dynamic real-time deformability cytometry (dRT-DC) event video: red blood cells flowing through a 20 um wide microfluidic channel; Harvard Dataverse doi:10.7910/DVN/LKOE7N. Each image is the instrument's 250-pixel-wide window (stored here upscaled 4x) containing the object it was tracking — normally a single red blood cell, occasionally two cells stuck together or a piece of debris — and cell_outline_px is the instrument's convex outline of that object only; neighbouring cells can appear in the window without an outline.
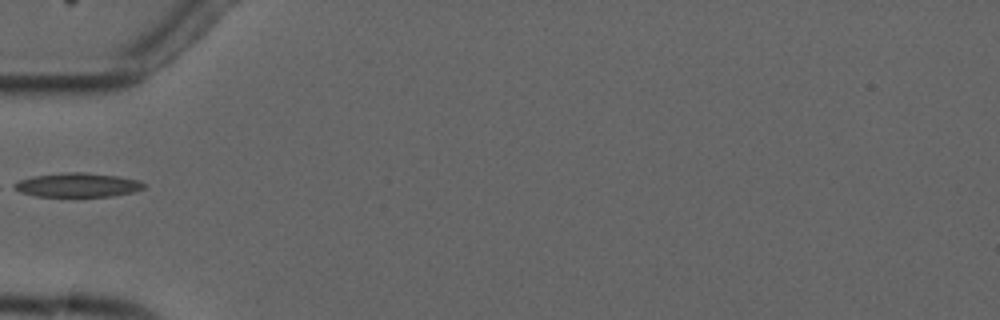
{"species": "common noctule bat (a hibernating species)", "species_latin": "Nyctalus noctula", "temperature_condition": "cold", "stored_images_in_passage": 4, "camera_frame_rate_fps": 3000, "um_per_image_px": 0.085, "animal": {"sex": "male", "forearm_length_mm": 52.5}, "frame": {"image": 1, "passage_image": 3, "time_ms": 2.333, "image_size_px": [1000, 320], "cell_outline_px": [[148, 184], [144, 188], [132, 192], [112, 196], [36, 196], [20, 192], [12, 188], [12, 184], [20, 180], [32, 176], [64, 172], [84, 172], [116, 176], [140, 180]], "centroid_in_image_um": [6.59, 15.72], "position_along_channel_um": 78.4, "area_um2": 18.26}}
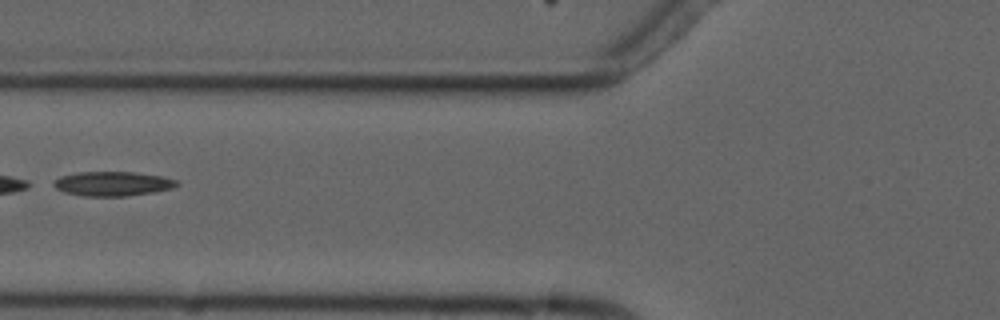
{"frame": {"image": 2, "passage_image": 4, "time_ms": 3.333, "image_size_px": [1000, 320], "cell_outline_px": [[180, 184], [172, 188], [152, 192], [128, 196], [84, 196], [64, 192], [56, 188], [52, 184], [60, 176], [76, 172], [132, 172], [160, 176], [176, 180]], "centroid_in_image_um": [9.55, 15.62], "position_along_channel_um": 116.3, "area_um2": 17.4}}